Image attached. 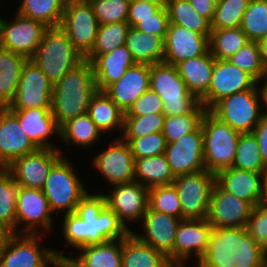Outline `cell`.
<instances>
[{
  "label": "cell",
  "instance_id": "obj_1",
  "mask_svg": "<svg viewBox=\"0 0 267 267\" xmlns=\"http://www.w3.org/2000/svg\"><path fill=\"white\" fill-rule=\"evenodd\" d=\"M65 243L74 249L125 238L131 231L106 205L104 193H88L73 213L62 214Z\"/></svg>",
  "mask_w": 267,
  "mask_h": 267
},
{
  "label": "cell",
  "instance_id": "obj_2",
  "mask_svg": "<svg viewBox=\"0 0 267 267\" xmlns=\"http://www.w3.org/2000/svg\"><path fill=\"white\" fill-rule=\"evenodd\" d=\"M195 267H267V251L246 227L213 228L205 254Z\"/></svg>",
  "mask_w": 267,
  "mask_h": 267
},
{
  "label": "cell",
  "instance_id": "obj_3",
  "mask_svg": "<svg viewBox=\"0 0 267 267\" xmlns=\"http://www.w3.org/2000/svg\"><path fill=\"white\" fill-rule=\"evenodd\" d=\"M97 90L93 66L84 59L53 85L51 112L57 124L61 127L68 120L87 113Z\"/></svg>",
  "mask_w": 267,
  "mask_h": 267
},
{
  "label": "cell",
  "instance_id": "obj_4",
  "mask_svg": "<svg viewBox=\"0 0 267 267\" xmlns=\"http://www.w3.org/2000/svg\"><path fill=\"white\" fill-rule=\"evenodd\" d=\"M84 59L60 26L47 28L39 47L30 58L52 85L58 83L69 70Z\"/></svg>",
  "mask_w": 267,
  "mask_h": 267
},
{
  "label": "cell",
  "instance_id": "obj_5",
  "mask_svg": "<svg viewBox=\"0 0 267 267\" xmlns=\"http://www.w3.org/2000/svg\"><path fill=\"white\" fill-rule=\"evenodd\" d=\"M150 88L162 99L165 116L207 110L200 100L189 92L174 65L164 62L150 65Z\"/></svg>",
  "mask_w": 267,
  "mask_h": 267
},
{
  "label": "cell",
  "instance_id": "obj_6",
  "mask_svg": "<svg viewBox=\"0 0 267 267\" xmlns=\"http://www.w3.org/2000/svg\"><path fill=\"white\" fill-rule=\"evenodd\" d=\"M205 169L216 173L231 167L240 132L206 110L201 121Z\"/></svg>",
  "mask_w": 267,
  "mask_h": 267
},
{
  "label": "cell",
  "instance_id": "obj_7",
  "mask_svg": "<svg viewBox=\"0 0 267 267\" xmlns=\"http://www.w3.org/2000/svg\"><path fill=\"white\" fill-rule=\"evenodd\" d=\"M72 162L64 155L52 166L44 187L50 209L54 213H73L88 189L80 181Z\"/></svg>",
  "mask_w": 267,
  "mask_h": 267
},
{
  "label": "cell",
  "instance_id": "obj_8",
  "mask_svg": "<svg viewBox=\"0 0 267 267\" xmlns=\"http://www.w3.org/2000/svg\"><path fill=\"white\" fill-rule=\"evenodd\" d=\"M260 104L256 84L252 89L222 98L209 111L236 131L250 133L262 119Z\"/></svg>",
  "mask_w": 267,
  "mask_h": 267
},
{
  "label": "cell",
  "instance_id": "obj_9",
  "mask_svg": "<svg viewBox=\"0 0 267 267\" xmlns=\"http://www.w3.org/2000/svg\"><path fill=\"white\" fill-rule=\"evenodd\" d=\"M40 234H16L0 252V267H51L67 256L40 244Z\"/></svg>",
  "mask_w": 267,
  "mask_h": 267
},
{
  "label": "cell",
  "instance_id": "obj_10",
  "mask_svg": "<svg viewBox=\"0 0 267 267\" xmlns=\"http://www.w3.org/2000/svg\"><path fill=\"white\" fill-rule=\"evenodd\" d=\"M99 25L88 0L66 1L60 27L84 58L95 45Z\"/></svg>",
  "mask_w": 267,
  "mask_h": 267
},
{
  "label": "cell",
  "instance_id": "obj_11",
  "mask_svg": "<svg viewBox=\"0 0 267 267\" xmlns=\"http://www.w3.org/2000/svg\"><path fill=\"white\" fill-rule=\"evenodd\" d=\"M172 184L180 199L182 220L207 218L211 192L215 184L214 173L203 170L178 175Z\"/></svg>",
  "mask_w": 267,
  "mask_h": 267
},
{
  "label": "cell",
  "instance_id": "obj_12",
  "mask_svg": "<svg viewBox=\"0 0 267 267\" xmlns=\"http://www.w3.org/2000/svg\"><path fill=\"white\" fill-rule=\"evenodd\" d=\"M53 218L43 190L21 186L16 200V234H40L42 231L44 236V233H51Z\"/></svg>",
  "mask_w": 267,
  "mask_h": 267
},
{
  "label": "cell",
  "instance_id": "obj_13",
  "mask_svg": "<svg viewBox=\"0 0 267 267\" xmlns=\"http://www.w3.org/2000/svg\"><path fill=\"white\" fill-rule=\"evenodd\" d=\"M15 14L11 21L0 17V46L30 59L48 27L17 12Z\"/></svg>",
  "mask_w": 267,
  "mask_h": 267
},
{
  "label": "cell",
  "instance_id": "obj_14",
  "mask_svg": "<svg viewBox=\"0 0 267 267\" xmlns=\"http://www.w3.org/2000/svg\"><path fill=\"white\" fill-rule=\"evenodd\" d=\"M53 85L43 71L28 59L20 75L15 99L8 110L52 107Z\"/></svg>",
  "mask_w": 267,
  "mask_h": 267
},
{
  "label": "cell",
  "instance_id": "obj_15",
  "mask_svg": "<svg viewBox=\"0 0 267 267\" xmlns=\"http://www.w3.org/2000/svg\"><path fill=\"white\" fill-rule=\"evenodd\" d=\"M63 156L56 148H39L35 152L16 158L5 169L15 182L26 188L43 189L52 166Z\"/></svg>",
  "mask_w": 267,
  "mask_h": 267
},
{
  "label": "cell",
  "instance_id": "obj_16",
  "mask_svg": "<svg viewBox=\"0 0 267 267\" xmlns=\"http://www.w3.org/2000/svg\"><path fill=\"white\" fill-rule=\"evenodd\" d=\"M212 229L207 218L181 220L172 249V265L186 266L193 256L197 264L207 250Z\"/></svg>",
  "mask_w": 267,
  "mask_h": 267
},
{
  "label": "cell",
  "instance_id": "obj_17",
  "mask_svg": "<svg viewBox=\"0 0 267 267\" xmlns=\"http://www.w3.org/2000/svg\"><path fill=\"white\" fill-rule=\"evenodd\" d=\"M257 81L228 60L215 59L208 92L200 103L209 110L216 102L234 93L252 89Z\"/></svg>",
  "mask_w": 267,
  "mask_h": 267
},
{
  "label": "cell",
  "instance_id": "obj_18",
  "mask_svg": "<svg viewBox=\"0 0 267 267\" xmlns=\"http://www.w3.org/2000/svg\"><path fill=\"white\" fill-rule=\"evenodd\" d=\"M105 195L106 205L130 231V222H139L148 208L149 189L139 182L116 184Z\"/></svg>",
  "mask_w": 267,
  "mask_h": 267
},
{
  "label": "cell",
  "instance_id": "obj_19",
  "mask_svg": "<svg viewBox=\"0 0 267 267\" xmlns=\"http://www.w3.org/2000/svg\"><path fill=\"white\" fill-rule=\"evenodd\" d=\"M254 206L216 183L211 192L207 220L213 228L246 227Z\"/></svg>",
  "mask_w": 267,
  "mask_h": 267
},
{
  "label": "cell",
  "instance_id": "obj_20",
  "mask_svg": "<svg viewBox=\"0 0 267 267\" xmlns=\"http://www.w3.org/2000/svg\"><path fill=\"white\" fill-rule=\"evenodd\" d=\"M92 161L95 169L112 186L134 181L135 159L129 144L121 137L115 138L114 142L97 153Z\"/></svg>",
  "mask_w": 267,
  "mask_h": 267
},
{
  "label": "cell",
  "instance_id": "obj_21",
  "mask_svg": "<svg viewBox=\"0 0 267 267\" xmlns=\"http://www.w3.org/2000/svg\"><path fill=\"white\" fill-rule=\"evenodd\" d=\"M164 155L175 177L206 170L202 127L167 143Z\"/></svg>",
  "mask_w": 267,
  "mask_h": 267
},
{
  "label": "cell",
  "instance_id": "obj_22",
  "mask_svg": "<svg viewBox=\"0 0 267 267\" xmlns=\"http://www.w3.org/2000/svg\"><path fill=\"white\" fill-rule=\"evenodd\" d=\"M165 52L163 62L176 66L190 58L204 55L209 50V39L188 28L169 24L164 38Z\"/></svg>",
  "mask_w": 267,
  "mask_h": 267
},
{
  "label": "cell",
  "instance_id": "obj_23",
  "mask_svg": "<svg viewBox=\"0 0 267 267\" xmlns=\"http://www.w3.org/2000/svg\"><path fill=\"white\" fill-rule=\"evenodd\" d=\"M181 218L165 213L156 212L149 207L142 218L143 235L132 232L143 242L162 252L172 265V249L174 246L176 230Z\"/></svg>",
  "mask_w": 267,
  "mask_h": 267
},
{
  "label": "cell",
  "instance_id": "obj_24",
  "mask_svg": "<svg viewBox=\"0 0 267 267\" xmlns=\"http://www.w3.org/2000/svg\"><path fill=\"white\" fill-rule=\"evenodd\" d=\"M38 149L18 119L7 108H0V168H6L16 158Z\"/></svg>",
  "mask_w": 267,
  "mask_h": 267
},
{
  "label": "cell",
  "instance_id": "obj_25",
  "mask_svg": "<svg viewBox=\"0 0 267 267\" xmlns=\"http://www.w3.org/2000/svg\"><path fill=\"white\" fill-rule=\"evenodd\" d=\"M150 88V65L136 63L104 92L125 113Z\"/></svg>",
  "mask_w": 267,
  "mask_h": 267
},
{
  "label": "cell",
  "instance_id": "obj_26",
  "mask_svg": "<svg viewBox=\"0 0 267 267\" xmlns=\"http://www.w3.org/2000/svg\"><path fill=\"white\" fill-rule=\"evenodd\" d=\"M263 174L228 167L215 173V183L221 189L257 206L262 196Z\"/></svg>",
  "mask_w": 267,
  "mask_h": 267
},
{
  "label": "cell",
  "instance_id": "obj_27",
  "mask_svg": "<svg viewBox=\"0 0 267 267\" xmlns=\"http://www.w3.org/2000/svg\"><path fill=\"white\" fill-rule=\"evenodd\" d=\"M19 121L20 126L38 148H56L50 137H60V126L51 112V108H32L25 110H9ZM53 145V146H52Z\"/></svg>",
  "mask_w": 267,
  "mask_h": 267
},
{
  "label": "cell",
  "instance_id": "obj_28",
  "mask_svg": "<svg viewBox=\"0 0 267 267\" xmlns=\"http://www.w3.org/2000/svg\"><path fill=\"white\" fill-rule=\"evenodd\" d=\"M95 83L99 91H105L110 85L117 82L129 67L136 64L131 52L122 45L113 51L97 55L92 61Z\"/></svg>",
  "mask_w": 267,
  "mask_h": 267
},
{
  "label": "cell",
  "instance_id": "obj_29",
  "mask_svg": "<svg viewBox=\"0 0 267 267\" xmlns=\"http://www.w3.org/2000/svg\"><path fill=\"white\" fill-rule=\"evenodd\" d=\"M77 251L76 259H66L73 267H122V238L82 246Z\"/></svg>",
  "mask_w": 267,
  "mask_h": 267
},
{
  "label": "cell",
  "instance_id": "obj_30",
  "mask_svg": "<svg viewBox=\"0 0 267 267\" xmlns=\"http://www.w3.org/2000/svg\"><path fill=\"white\" fill-rule=\"evenodd\" d=\"M215 58L210 50L204 55L190 58L176 65L178 74L190 93L199 100L208 92Z\"/></svg>",
  "mask_w": 267,
  "mask_h": 267
},
{
  "label": "cell",
  "instance_id": "obj_31",
  "mask_svg": "<svg viewBox=\"0 0 267 267\" xmlns=\"http://www.w3.org/2000/svg\"><path fill=\"white\" fill-rule=\"evenodd\" d=\"M167 257L132 231L122 238V267H170Z\"/></svg>",
  "mask_w": 267,
  "mask_h": 267
},
{
  "label": "cell",
  "instance_id": "obj_32",
  "mask_svg": "<svg viewBox=\"0 0 267 267\" xmlns=\"http://www.w3.org/2000/svg\"><path fill=\"white\" fill-rule=\"evenodd\" d=\"M125 45L138 64L153 65L163 62L165 40L162 36L144 33L130 27Z\"/></svg>",
  "mask_w": 267,
  "mask_h": 267
},
{
  "label": "cell",
  "instance_id": "obj_33",
  "mask_svg": "<svg viewBox=\"0 0 267 267\" xmlns=\"http://www.w3.org/2000/svg\"><path fill=\"white\" fill-rule=\"evenodd\" d=\"M25 56L0 46V108H6L15 99L25 62Z\"/></svg>",
  "mask_w": 267,
  "mask_h": 267
},
{
  "label": "cell",
  "instance_id": "obj_34",
  "mask_svg": "<svg viewBox=\"0 0 267 267\" xmlns=\"http://www.w3.org/2000/svg\"><path fill=\"white\" fill-rule=\"evenodd\" d=\"M87 113L102 135L115 130L122 133L124 112L104 91L97 90L92 96Z\"/></svg>",
  "mask_w": 267,
  "mask_h": 267
},
{
  "label": "cell",
  "instance_id": "obj_35",
  "mask_svg": "<svg viewBox=\"0 0 267 267\" xmlns=\"http://www.w3.org/2000/svg\"><path fill=\"white\" fill-rule=\"evenodd\" d=\"M134 181L145 187L170 185L175 179L164 154L134 158Z\"/></svg>",
  "mask_w": 267,
  "mask_h": 267
},
{
  "label": "cell",
  "instance_id": "obj_36",
  "mask_svg": "<svg viewBox=\"0 0 267 267\" xmlns=\"http://www.w3.org/2000/svg\"><path fill=\"white\" fill-rule=\"evenodd\" d=\"M102 133L97 129L88 113L68 120L60 127V139L63 144H75L81 148H91L99 142Z\"/></svg>",
  "mask_w": 267,
  "mask_h": 267
},
{
  "label": "cell",
  "instance_id": "obj_37",
  "mask_svg": "<svg viewBox=\"0 0 267 267\" xmlns=\"http://www.w3.org/2000/svg\"><path fill=\"white\" fill-rule=\"evenodd\" d=\"M67 0H22L17 13L46 27L60 26Z\"/></svg>",
  "mask_w": 267,
  "mask_h": 267
},
{
  "label": "cell",
  "instance_id": "obj_38",
  "mask_svg": "<svg viewBox=\"0 0 267 267\" xmlns=\"http://www.w3.org/2000/svg\"><path fill=\"white\" fill-rule=\"evenodd\" d=\"M167 10L171 24L188 28L210 38L211 22L200 16L188 0H169Z\"/></svg>",
  "mask_w": 267,
  "mask_h": 267
},
{
  "label": "cell",
  "instance_id": "obj_39",
  "mask_svg": "<svg viewBox=\"0 0 267 267\" xmlns=\"http://www.w3.org/2000/svg\"><path fill=\"white\" fill-rule=\"evenodd\" d=\"M248 38L240 27L212 29L209 50L215 59L227 60L247 42Z\"/></svg>",
  "mask_w": 267,
  "mask_h": 267
},
{
  "label": "cell",
  "instance_id": "obj_40",
  "mask_svg": "<svg viewBox=\"0 0 267 267\" xmlns=\"http://www.w3.org/2000/svg\"><path fill=\"white\" fill-rule=\"evenodd\" d=\"M231 167L256 173H265L267 171V167L261 158L256 136L253 132L241 133Z\"/></svg>",
  "mask_w": 267,
  "mask_h": 267
},
{
  "label": "cell",
  "instance_id": "obj_41",
  "mask_svg": "<svg viewBox=\"0 0 267 267\" xmlns=\"http://www.w3.org/2000/svg\"><path fill=\"white\" fill-rule=\"evenodd\" d=\"M130 27L127 21L99 25L95 45L85 59L91 62L97 55L109 53L124 45Z\"/></svg>",
  "mask_w": 267,
  "mask_h": 267
},
{
  "label": "cell",
  "instance_id": "obj_42",
  "mask_svg": "<svg viewBox=\"0 0 267 267\" xmlns=\"http://www.w3.org/2000/svg\"><path fill=\"white\" fill-rule=\"evenodd\" d=\"M21 185L5 169L0 168V220L9 224L16 233V200Z\"/></svg>",
  "mask_w": 267,
  "mask_h": 267
},
{
  "label": "cell",
  "instance_id": "obj_43",
  "mask_svg": "<svg viewBox=\"0 0 267 267\" xmlns=\"http://www.w3.org/2000/svg\"><path fill=\"white\" fill-rule=\"evenodd\" d=\"M240 28L249 41H258L267 36V0H250Z\"/></svg>",
  "mask_w": 267,
  "mask_h": 267
},
{
  "label": "cell",
  "instance_id": "obj_44",
  "mask_svg": "<svg viewBox=\"0 0 267 267\" xmlns=\"http://www.w3.org/2000/svg\"><path fill=\"white\" fill-rule=\"evenodd\" d=\"M250 0H218L211 22L212 29L240 27Z\"/></svg>",
  "mask_w": 267,
  "mask_h": 267
},
{
  "label": "cell",
  "instance_id": "obj_45",
  "mask_svg": "<svg viewBox=\"0 0 267 267\" xmlns=\"http://www.w3.org/2000/svg\"><path fill=\"white\" fill-rule=\"evenodd\" d=\"M227 60L250 74L257 82H262L266 78L267 72L261 60L257 41H248Z\"/></svg>",
  "mask_w": 267,
  "mask_h": 267
},
{
  "label": "cell",
  "instance_id": "obj_46",
  "mask_svg": "<svg viewBox=\"0 0 267 267\" xmlns=\"http://www.w3.org/2000/svg\"><path fill=\"white\" fill-rule=\"evenodd\" d=\"M148 207L182 219L180 199L173 184L149 188Z\"/></svg>",
  "mask_w": 267,
  "mask_h": 267
},
{
  "label": "cell",
  "instance_id": "obj_47",
  "mask_svg": "<svg viewBox=\"0 0 267 267\" xmlns=\"http://www.w3.org/2000/svg\"><path fill=\"white\" fill-rule=\"evenodd\" d=\"M164 119V113L124 116L121 138H139L150 133L162 132Z\"/></svg>",
  "mask_w": 267,
  "mask_h": 267
},
{
  "label": "cell",
  "instance_id": "obj_48",
  "mask_svg": "<svg viewBox=\"0 0 267 267\" xmlns=\"http://www.w3.org/2000/svg\"><path fill=\"white\" fill-rule=\"evenodd\" d=\"M205 112H189L183 115L165 116L162 134L166 142L177 141L181 136L196 131L201 126Z\"/></svg>",
  "mask_w": 267,
  "mask_h": 267
},
{
  "label": "cell",
  "instance_id": "obj_49",
  "mask_svg": "<svg viewBox=\"0 0 267 267\" xmlns=\"http://www.w3.org/2000/svg\"><path fill=\"white\" fill-rule=\"evenodd\" d=\"M100 25L126 22L130 0H88Z\"/></svg>",
  "mask_w": 267,
  "mask_h": 267
},
{
  "label": "cell",
  "instance_id": "obj_50",
  "mask_svg": "<svg viewBox=\"0 0 267 267\" xmlns=\"http://www.w3.org/2000/svg\"><path fill=\"white\" fill-rule=\"evenodd\" d=\"M131 148L134 158L158 156L165 153L166 139L162 132H154L139 138H122Z\"/></svg>",
  "mask_w": 267,
  "mask_h": 267
},
{
  "label": "cell",
  "instance_id": "obj_51",
  "mask_svg": "<svg viewBox=\"0 0 267 267\" xmlns=\"http://www.w3.org/2000/svg\"><path fill=\"white\" fill-rule=\"evenodd\" d=\"M151 113H163V101L151 88L138 97L124 116H143Z\"/></svg>",
  "mask_w": 267,
  "mask_h": 267
},
{
  "label": "cell",
  "instance_id": "obj_52",
  "mask_svg": "<svg viewBox=\"0 0 267 267\" xmlns=\"http://www.w3.org/2000/svg\"><path fill=\"white\" fill-rule=\"evenodd\" d=\"M246 229L250 237L267 251V208L254 206Z\"/></svg>",
  "mask_w": 267,
  "mask_h": 267
},
{
  "label": "cell",
  "instance_id": "obj_53",
  "mask_svg": "<svg viewBox=\"0 0 267 267\" xmlns=\"http://www.w3.org/2000/svg\"><path fill=\"white\" fill-rule=\"evenodd\" d=\"M170 24L167 7H162L157 13L147 19H139L135 29L165 38Z\"/></svg>",
  "mask_w": 267,
  "mask_h": 267
},
{
  "label": "cell",
  "instance_id": "obj_54",
  "mask_svg": "<svg viewBox=\"0 0 267 267\" xmlns=\"http://www.w3.org/2000/svg\"><path fill=\"white\" fill-rule=\"evenodd\" d=\"M162 7L148 1L130 0L127 22L131 27L139 23V19L151 18Z\"/></svg>",
  "mask_w": 267,
  "mask_h": 267
},
{
  "label": "cell",
  "instance_id": "obj_55",
  "mask_svg": "<svg viewBox=\"0 0 267 267\" xmlns=\"http://www.w3.org/2000/svg\"><path fill=\"white\" fill-rule=\"evenodd\" d=\"M253 134L256 136L257 143L259 145V151L262 161L267 167V120L261 119L253 130Z\"/></svg>",
  "mask_w": 267,
  "mask_h": 267
},
{
  "label": "cell",
  "instance_id": "obj_56",
  "mask_svg": "<svg viewBox=\"0 0 267 267\" xmlns=\"http://www.w3.org/2000/svg\"><path fill=\"white\" fill-rule=\"evenodd\" d=\"M195 11L210 22L214 17L216 2L214 0H188Z\"/></svg>",
  "mask_w": 267,
  "mask_h": 267
},
{
  "label": "cell",
  "instance_id": "obj_57",
  "mask_svg": "<svg viewBox=\"0 0 267 267\" xmlns=\"http://www.w3.org/2000/svg\"><path fill=\"white\" fill-rule=\"evenodd\" d=\"M15 235L14 229L6 222L0 220V252L10 243Z\"/></svg>",
  "mask_w": 267,
  "mask_h": 267
},
{
  "label": "cell",
  "instance_id": "obj_58",
  "mask_svg": "<svg viewBox=\"0 0 267 267\" xmlns=\"http://www.w3.org/2000/svg\"><path fill=\"white\" fill-rule=\"evenodd\" d=\"M263 82L264 83L261 86H259L261 82H257V90H258L260 102H262V104H260V107H261V116H262L263 119H266L267 120V80L264 79ZM262 110H263V112H262Z\"/></svg>",
  "mask_w": 267,
  "mask_h": 267
},
{
  "label": "cell",
  "instance_id": "obj_59",
  "mask_svg": "<svg viewBox=\"0 0 267 267\" xmlns=\"http://www.w3.org/2000/svg\"><path fill=\"white\" fill-rule=\"evenodd\" d=\"M261 60L267 72V36L257 41Z\"/></svg>",
  "mask_w": 267,
  "mask_h": 267
},
{
  "label": "cell",
  "instance_id": "obj_60",
  "mask_svg": "<svg viewBox=\"0 0 267 267\" xmlns=\"http://www.w3.org/2000/svg\"><path fill=\"white\" fill-rule=\"evenodd\" d=\"M259 205L267 208V171L263 174L262 196Z\"/></svg>",
  "mask_w": 267,
  "mask_h": 267
},
{
  "label": "cell",
  "instance_id": "obj_61",
  "mask_svg": "<svg viewBox=\"0 0 267 267\" xmlns=\"http://www.w3.org/2000/svg\"><path fill=\"white\" fill-rule=\"evenodd\" d=\"M141 1H148V2L155 3L161 7H167L169 0H141Z\"/></svg>",
  "mask_w": 267,
  "mask_h": 267
},
{
  "label": "cell",
  "instance_id": "obj_62",
  "mask_svg": "<svg viewBox=\"0 0 267 267\" xmlns=\"http://www.w3.org/2000/svg\"><path fill=\"white\" fill-rule=\"evenodd\" d=\"M54 267H73V266H71L66 260H58L54 264Z\"/></svg>",
  "mask_w": 267,
  "mask_h": 267
},
{
  "label": "cell",
  "instance_id": "obj_63",
  "mask_svg": "<svg viewBox=\"0 0 267 267\" xmlns=\"http://www.w3.org/2000/svg\"><path fill=\"white\" fill-rule=\"evenodd\" d=\"M170 267H186V266H183V265H171Z\"/></svg>",
  "mask_w": 267,
  "mask_h": 267
}]
</instances>
